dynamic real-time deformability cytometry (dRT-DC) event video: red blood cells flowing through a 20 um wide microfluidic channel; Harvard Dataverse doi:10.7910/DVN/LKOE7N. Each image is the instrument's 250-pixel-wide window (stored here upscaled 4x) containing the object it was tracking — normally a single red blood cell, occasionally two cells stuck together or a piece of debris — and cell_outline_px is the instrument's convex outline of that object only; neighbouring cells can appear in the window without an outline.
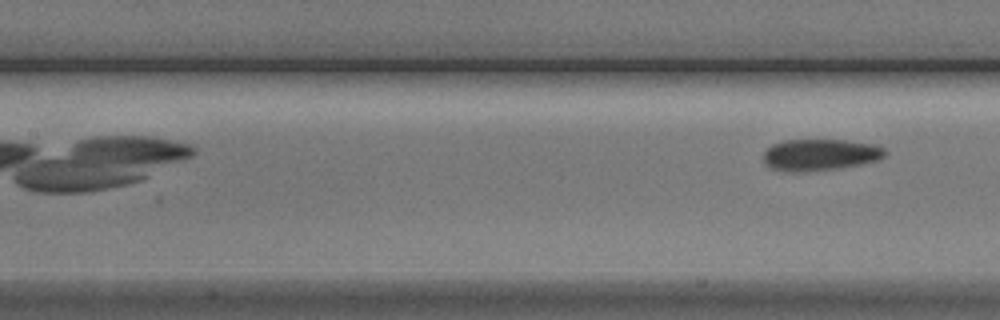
{"species": "Egyptian fruit bat (a non-hibernating species)", "species_latin": "Rousettus aegyptiacus", "temperature_condition": "cold", "stored_images_in_passage": 6, "camera_frame_rate_fps": 3000, "um_per_image_px": 0.085, "animal": {"sex": "male"}, "frame": {"image": 1, "passage_image": 6, "time_ms": 6.0, "image_size_px": [1000, 320], "cell_outline_px": [[888, 152], [884, 156], [876, 160], [860, 164], [836, 168], [796, 172], [792, 172], [772, 168], [764, 164], [764, 152], [772, 144], [780, 140], [844, 140], [876, 144], [884, 148]], "centroid_in_image_um": [69.7, 13.14], "position_along_channel_um": 137.7, "area_um2": 22.25}}